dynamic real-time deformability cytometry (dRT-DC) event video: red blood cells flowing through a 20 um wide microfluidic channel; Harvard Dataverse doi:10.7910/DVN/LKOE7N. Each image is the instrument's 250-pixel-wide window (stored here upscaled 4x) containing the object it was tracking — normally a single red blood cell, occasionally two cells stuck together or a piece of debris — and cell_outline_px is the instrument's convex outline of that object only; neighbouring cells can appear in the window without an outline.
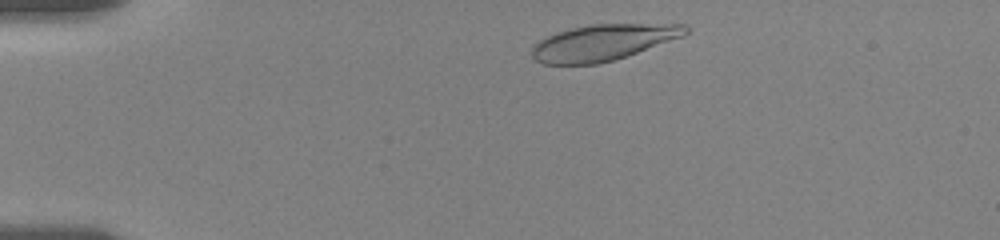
{"species": "human", "species_latin": "Homo sapiens", "temperature_condition": "room temperature", "stored_images_in_passage": 22, "camera_frame_rate_fps": 3000, "um_per_image_px": 0.085, "donor": {"sex": "female"}, "frame": {"image": 1, "passage_image": 2, "time_ms": 0.667, "image_size_px": [1000, 240], "cell_outline_px": [[688, 32], [684, 36], [612, 60], [596, 64], [544, 64], [536, 60], [532, 56], [532, 48], [540, 40], [556, 32], [588, 24], [684, 24], [688, 28]], "centroid_in_image_um": [51.25, 3.6], "position_along_channel_um": 33.8, "area_um2": 31.85}}
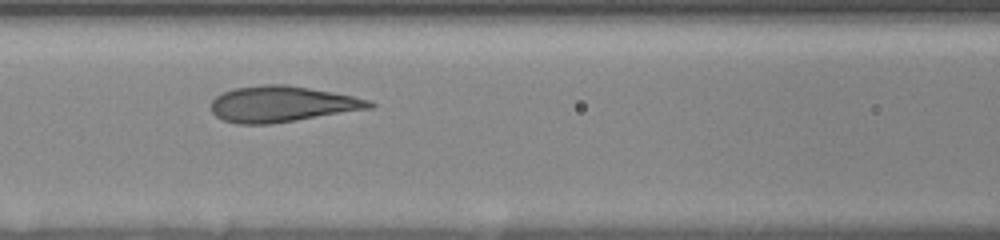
{"frame": {"image": 2, "passage_image": 12, "time_ms": 5.333, "image_size_px": [1000, 240], "cell_outline_px": [[376, 104], [372, 108], [296, 120], [268, 124], [236, 124], [224, 120], [216, 116], [212, 112], [212, 100], [216, 96], [232, 88], [264, 84], [288, 84], [332, 92], [372, 100]], "centroid_in_image_um": [23.97, 8.84], "position_along_channel_um": 142.6, "area_um2": 33.12}}
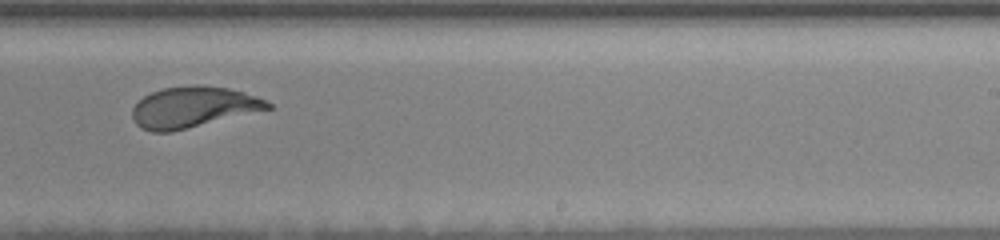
{"frame": {"image": 3, "passage_image": 20, "time_ms": 9.0, "image_size_px": [1000, 240], "cell_outline_px": [[272, 108], [172, 132], [152, 132], [140, 128], [136, 124], [132, 116], [132, 108], [144, 96], [152, 92], [164, 88], [192, 84], [200, 84], [228, 88], [244, 92], [256, 96], [272, 104]], "centroid_in_image_um": [16.39, 9.1], "position_along_channel_um": 272.6, "area_um2": 32.31}}